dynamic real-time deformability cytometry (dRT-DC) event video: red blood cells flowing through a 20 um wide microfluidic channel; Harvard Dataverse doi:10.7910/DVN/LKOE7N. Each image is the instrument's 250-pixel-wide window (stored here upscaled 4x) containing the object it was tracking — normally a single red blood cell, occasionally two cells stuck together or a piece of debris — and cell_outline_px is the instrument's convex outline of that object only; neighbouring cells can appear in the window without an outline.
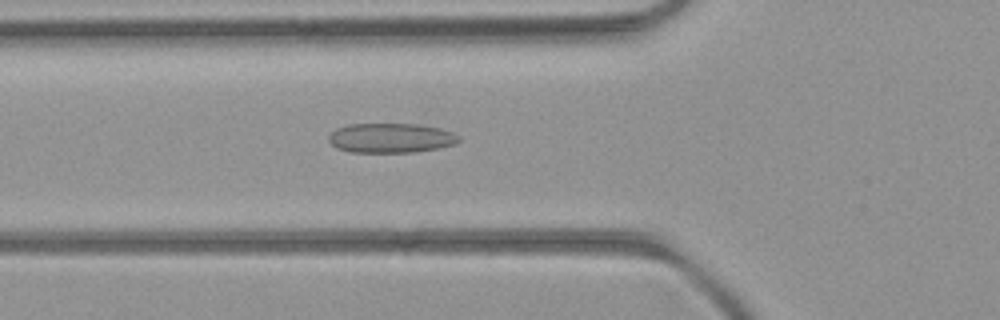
{"species": "common noctule bat (a hibernating species)", "species_latin": "Nyctalus noctula", "temperature_condition": "room temperature", "stored_images_in_passage": 51, "camera_frame_rate_fps": 3000, "um_per_image_px": 0.085, "animal": {"sex": "female", "body_mass_g": 21.9}, "frame": {"image": 1, "passage_image": 18, "time_ms": 5.667, "image_size_px": [1000, 320], "cell_outline_px": [[460, 140], [452, 144], [436, 148], [416, 152], [352, 152], [336, 148], [328, 140], [328, 136], [336, 128], [348, 124], [416, 124], [440, 128], [452, 132], [460, 136]], "centroid_in_image_um": [33.19, 11.72], "position_along_channel_um": 92.6, "area_um2": 22.37}}
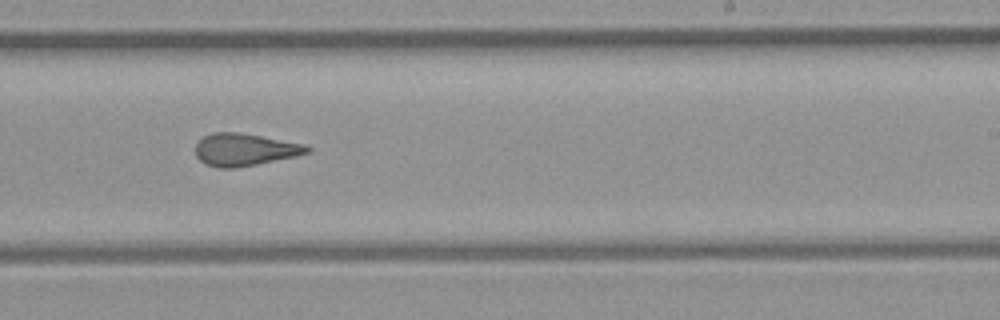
{"frame": {"image": 2, "passage_image": 31, "time_ms": 10.0, "image_size_px": [1000, 320], "cell_outline_px": [[312, 148], [308, 152], [296, 156], [256, 164], [232, 168], [220, 168], [208, 164], [200, 160], [196, 156], [196, 144], [204, 136], [212, 132], [236, 132], [260, 136], [304, 144]], "centroid_in_image_um": [20.78, 12.71], "position_along_channel_um": 268.2, "area_um2": 20.69}}
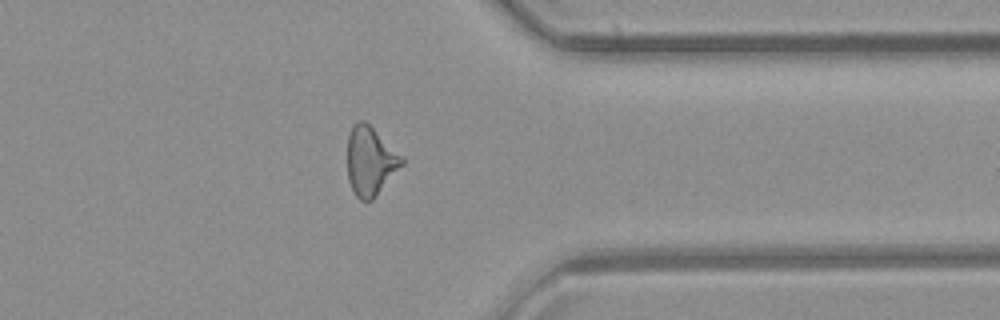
{"frame": {"image": 3, "passage_image": 40, "time_ms": 13.0, "image_size_px": [1000, 320], "cell_outline_px": [[404, 164], [376, 196], [372, 200], [360, 200], [356, 196], [348, 180], [348, 136], [352, 124], [356, 120], [364, 120], [404, 160]], "centroid_in_image_um": [31.45, 13.7], "position_along_channel_um": 380.0, "area_um2": 21.39}, "authors_computed_cell_mechanics": {"area_um2": 22.1374, "velocity_mm_per_s": 4.0428, "shape_relaxation_time_tau1_ms": null, "shape_relaxation_time_tau2_ms": 2.0152, "deformation_change_tau1": null, "deformation_change_tau2": 0.1121}}